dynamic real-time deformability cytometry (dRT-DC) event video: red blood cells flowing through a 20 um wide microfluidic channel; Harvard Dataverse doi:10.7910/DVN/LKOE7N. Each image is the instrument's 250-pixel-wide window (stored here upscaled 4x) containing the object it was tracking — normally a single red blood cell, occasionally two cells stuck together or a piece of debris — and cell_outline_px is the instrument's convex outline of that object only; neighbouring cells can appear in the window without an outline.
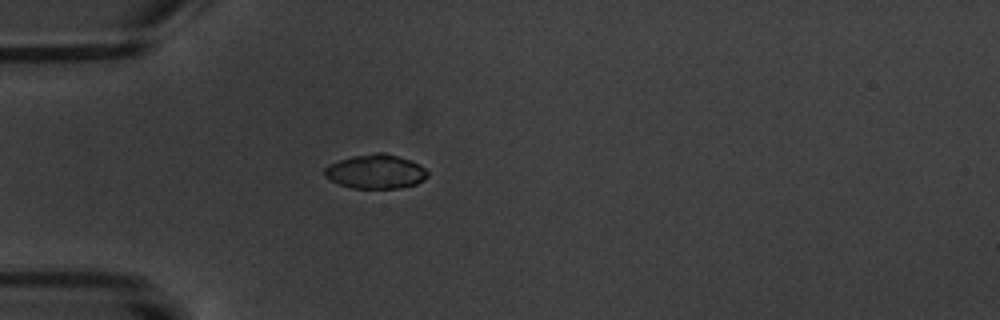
{"species": "common noctule bat (a hibernating species)", "species_latin": "Nyctalus noctula", "temperature_condition": "warm", "stored_images_in_passage": 4, "camera_frame_rate_fps": 3000, "um_per_image_px": 0.085, "animal": {"sex": "male", "body_mass_g": 20.1, "forearm_length_mm": 53.5}, "frame": {"image": 1, "passage_image": 4, "time_ms": 4.333, "image_size_px": [1000, 320], "cell_outline_px": [[428, 176], [424, 180], [416, 184], [396, 188], [352, 188], [340, 184], [324, 176], [324, 168], [328, 164], [352, 156], [376, 152], [384, 152], [420, 164], [428, 172]], "centroid_in_image_um": [31.93, 14.58], "position_along_channel_um": 53.1, "area_um2": 20.4}}